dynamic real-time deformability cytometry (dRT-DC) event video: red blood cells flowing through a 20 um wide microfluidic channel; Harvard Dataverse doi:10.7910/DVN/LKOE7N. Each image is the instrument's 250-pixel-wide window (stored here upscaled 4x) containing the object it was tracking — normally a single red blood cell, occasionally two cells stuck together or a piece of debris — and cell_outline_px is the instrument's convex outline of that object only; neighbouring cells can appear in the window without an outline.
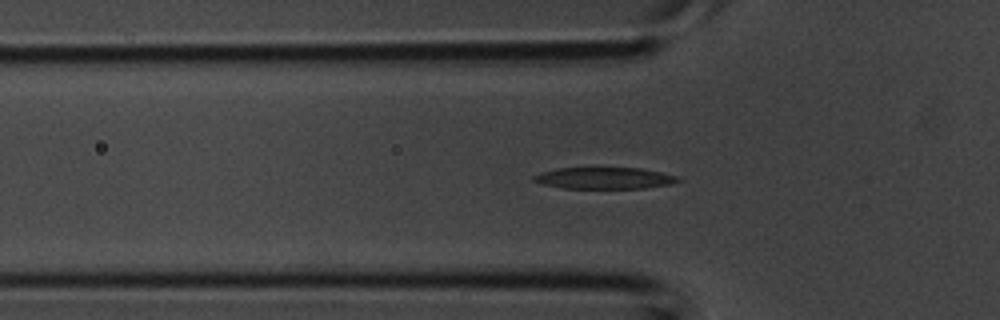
{"species": "common noctule bat (a hibernating species)", "species_latin": "Nyctalus noctula", "temperature_condition": "room temperature", "stored_images_in_passage": 34, "camera_frame_rate_fps": 3000, "um_per_image_px": 0.085, "animal": {"sex": "male", "body_mass_g": 20.1, "forearm_length_mm": 53.5}, "frame": {"image": 1, "passage_image": 7, "time_ms": 2.0, "image_size_px": [1000, 320], "cell_outline_px": [[680, 180], [672, 184], [644, 188], [560, 188], [544, 184], [532, 180], [532, 176], [540, 172], [556, 168], [640, 168], [660, 172], [676, 176]], "centroid_in_image_um": [51.33, 15.14], "position_along_channel_um": 74.5, "area_um2": 18.03}}
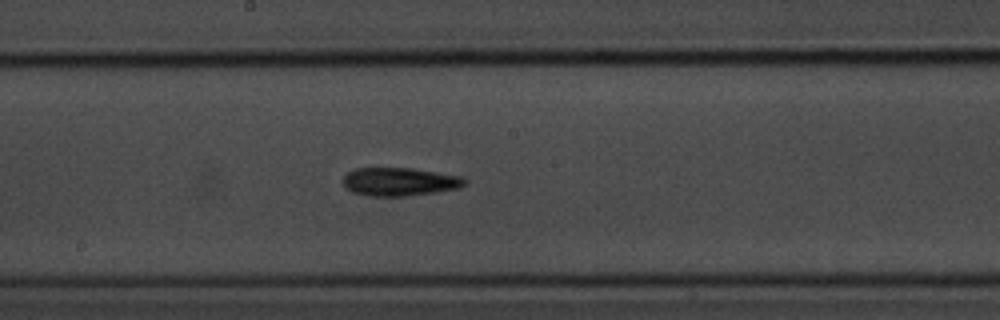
{"frame": {"image": 2, "passage_image": 15, "time_ms": 4.667, "image_size_px": [1000, 320], "cell_outline_px": [[468, 180], [460, 188], [436, 192], [404, 196], [368, 196], [352, 192], [344, 188], [344, 176], [348, 172], [356, 168], [412, 168], [460, 176]], "centroid_in_image_um": [33.95, 15.45], "position_along_channel_um": 214.3, "area_um2": 20.06}}
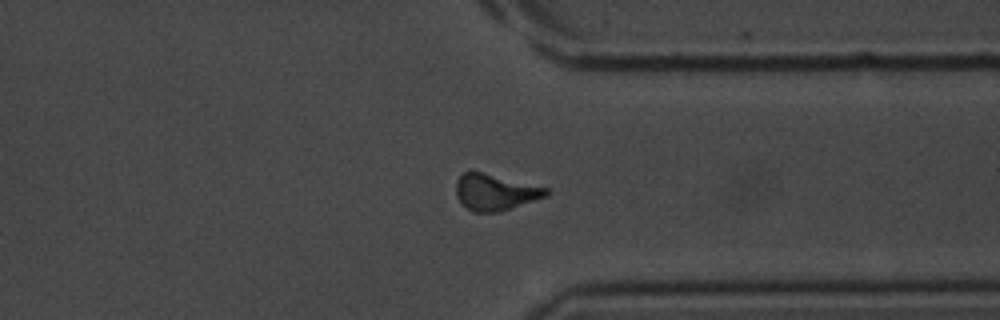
{"frame": {"image": 3, "passage_image": 24, "time_ms": 7.667, "image_size_px": [1000, 320], "cell_outline_px": [[548, 196], [496, 212], [472, 212], [456, 196], [456, 180], [468, 168], [548, 188]], "centroid_in_image_um": [42.05, 16.3], "position_along_channel_um": 369.3, "area_um2": 19.02}}